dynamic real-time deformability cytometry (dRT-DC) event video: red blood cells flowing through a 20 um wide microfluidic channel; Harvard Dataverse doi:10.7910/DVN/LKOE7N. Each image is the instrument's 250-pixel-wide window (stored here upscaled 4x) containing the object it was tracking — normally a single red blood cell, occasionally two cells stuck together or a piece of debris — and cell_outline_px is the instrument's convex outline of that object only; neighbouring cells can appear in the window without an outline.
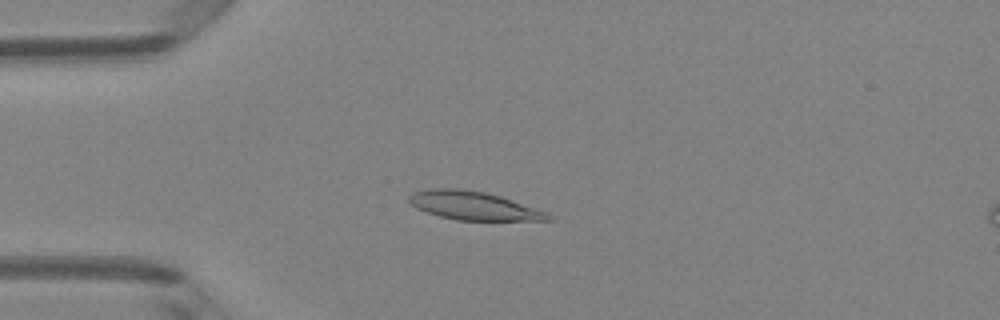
{"species": "Egyptian fruit bat (a non-hibernating species)", "species_latin": "Rousettus aegyptiacus", "temperature_condition": "room temperature", "stored_images_in_passage": 8, "camera_frame_rate_fps": 3000, "um_per_image_px": 0.085, "animal": {"sex": "female"}, "frame": {"image": 1, "passage_image": 4, "time_ms": 1.0, "image_size_px": [1000, 320], "cell_outline_px": [[552, 220], [456, 220], [440, 216], [416, 208], [408, 200], [408, 196], [412, 192], [428, 188], [460, 188], [484, 192], [500, 196], [548, 212], [552, 216]], "centroid_in_image_um": [40.23, 17.47], "position_along_channel_um": 44.8, "area_um2": 23.0}}
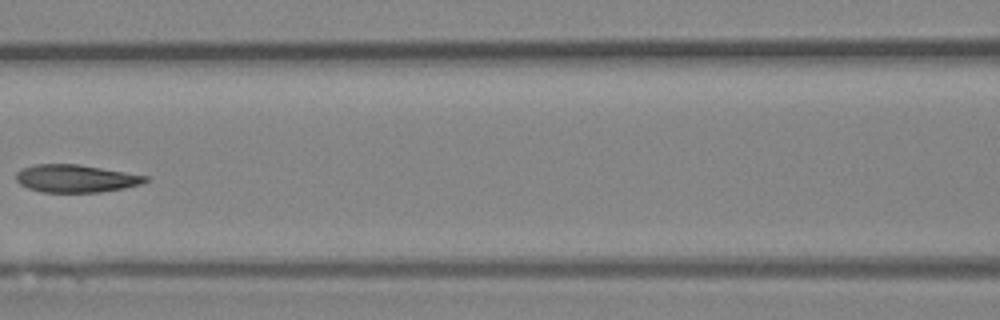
{"frame": {"image": 2, "passage_image": 7, "time_ms": 2.0, "image_size_px": [1000, 320], "cell_outline_px": [[152, 176], [148, 180], [140, 184], [124, 188], [100, 192], [40, 192], [28, 188], [20, 184], [16, 180], [16, 172], [24, 168], [36, 164], [76, 164]], "centroid_in_image_um": [6.46, 15.17], "position_along_channel_um": 160.1, "area_um2": 20.87}}
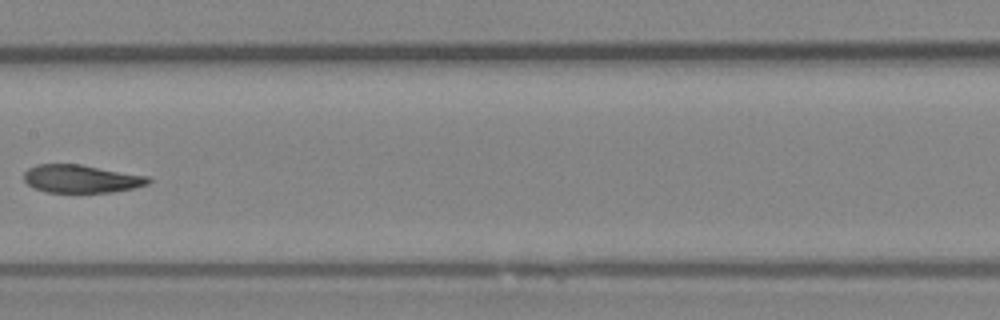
{"frame": {"image": 3, "passage_image": 8, "time_ms": 2.333, "image_size_px": [1000, 320], "cell_outline_px": [[152, 180], [148, 184], [132, 188], [112, 192], [44, 192], [32, 188], [24, 180], [24, 172], [28, 168], [36, 164], [80, 164], [148, 176]], "centroid_in_image_um": [6.87, 15.19], "position_along_channel_um": 200.5, "area_um2": 20.35}}